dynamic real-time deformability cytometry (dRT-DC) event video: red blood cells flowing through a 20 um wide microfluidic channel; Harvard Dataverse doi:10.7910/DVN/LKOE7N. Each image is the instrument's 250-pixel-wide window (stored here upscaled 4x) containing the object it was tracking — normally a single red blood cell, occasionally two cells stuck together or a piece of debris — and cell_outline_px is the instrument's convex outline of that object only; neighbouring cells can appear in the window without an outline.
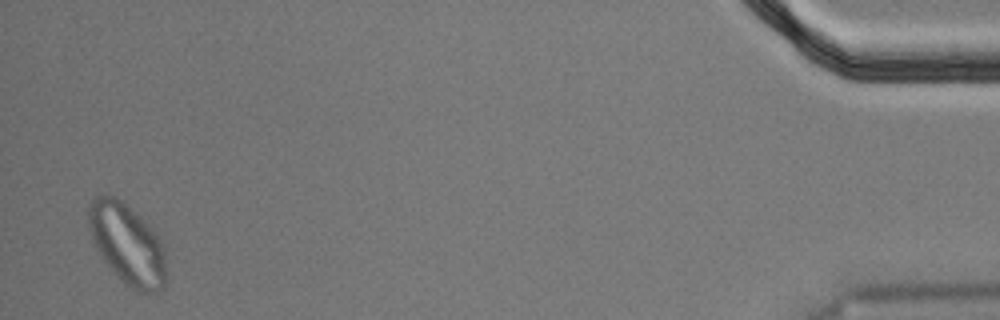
{"species": "Egyptian fruit bat (a non-hibernating species)", "species_latin": "Rousettus aegyptiacus", "temperature_condition": "cold", "stored_images_in_passage": 58, "segment_of_instrument_passage": [2, 2], "camera_frame_rate_fps": 3000, "um_per_image_px": 0.085, "animal": {"sex": "male"}, "frame": {"image": 1, "passage_image": 57, "time_ms": 18.667, "image_size_px": [1000, 320], "cell_outline_px": [[164, 288], [160, 292], [136, 292], [124, 284], [104, 260], [92, 240], [88, 224], [88, 208], [92, 200], [96, 196], [104, 192], [116, 196], [160, 240], [164, 252]], "centroid_in_image_um": [10.76, 20.77], "position_along_channel_um": 424.4, "area_um2": 35.6}}